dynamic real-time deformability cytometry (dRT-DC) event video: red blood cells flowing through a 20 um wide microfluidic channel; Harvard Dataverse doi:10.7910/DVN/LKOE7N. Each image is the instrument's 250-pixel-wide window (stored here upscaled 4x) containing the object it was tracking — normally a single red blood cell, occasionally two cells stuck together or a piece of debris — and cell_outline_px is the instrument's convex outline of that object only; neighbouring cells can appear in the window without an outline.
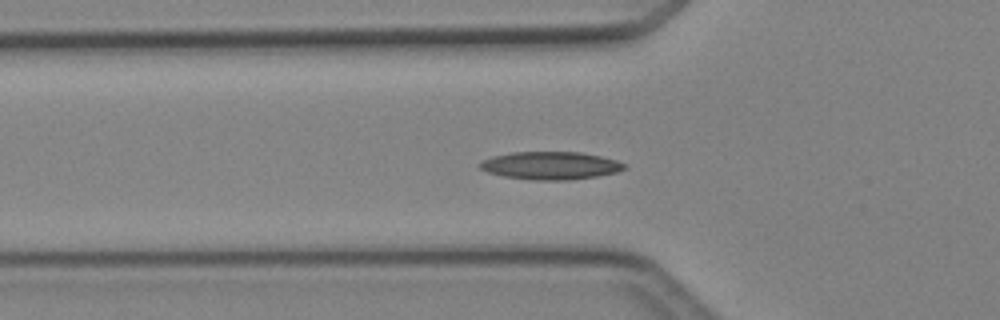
{"species": "Egyptian fruit bat (a non-hibernating species)", "species_latin": "Rousettus aegyptiacus", "temperature_condition": "cold", "stored_images_in_passage": 48, "camera_frame_rate_fps": 3000, "um_per_image_px": 0.085, "animal": {"sex": "female"}, "frame": {"image": 1, "passage_image": 16, "time_ms": 5.0, "image_size_px": [1000, 320], "cell_outline_px": [[628, 168], [616, 172], [596, 176], [568, 180], [536, 180], [504, 176], [488, 172], [480, 168], [480, 160], [492, 156], [512, 152], [580, 152], [600, 156], [616, 160], [628, 164]], "centroid_in_image_um": [46.81, 14.06], "position_along_channel_um": 79.0, "area_um2": 23.41}}
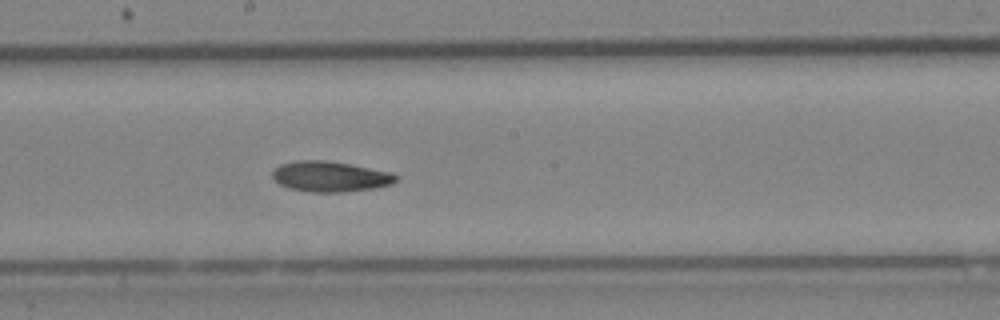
{"frame": {"image": 2, "passage_image": 26, "time_ms": 8.333, "image_size_px": [1000, 320], "cell_outline_px": [[396, 180], [392, 184], [372, 188], [340, 192], [312, 192], [288, 188], [280, 184], [272, 176], [272, 172], [280, 164], [296, 160], [324, 160], [352, 164], [392, 172], [396, 176]], "centroid_in_image_um": [28.05, 14.99], "position_along_channel_um": 220.1, "area_um2": 21.85}}
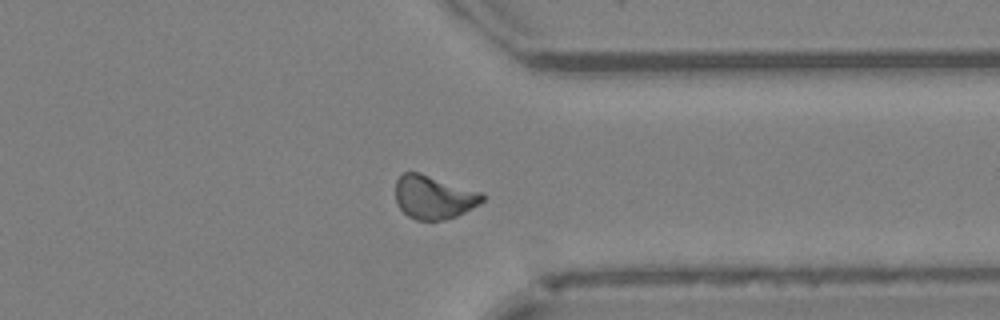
{"frame": {"image": 3, "passage_image": 37, "time_ms": 12.0, "image_size_px": [1000, 320], "cell_outline_px": [[484, 200], [480, 204], [456, 216], [444, 220], [416, 220], [408, 216], [396, 204], [396, 180], [404, 172], [420, 172], [480, 192], [484, 196]], "centroid_in_image_um": [36.84, 16.76], "position_along_channel_um": 374.6, "area_um2": 21.91}, "authors_computed_cell_mechanics": {"area_um2": 21.4438, "velocity_mm_per_s": 4.2594, "shape_relaxation_time_tau1_ms": 10.9504, "shape_relaxation_time_tau2_ms": null, "deformation_change_tau1": 0.2063, "deformation_change_tau2": null}}